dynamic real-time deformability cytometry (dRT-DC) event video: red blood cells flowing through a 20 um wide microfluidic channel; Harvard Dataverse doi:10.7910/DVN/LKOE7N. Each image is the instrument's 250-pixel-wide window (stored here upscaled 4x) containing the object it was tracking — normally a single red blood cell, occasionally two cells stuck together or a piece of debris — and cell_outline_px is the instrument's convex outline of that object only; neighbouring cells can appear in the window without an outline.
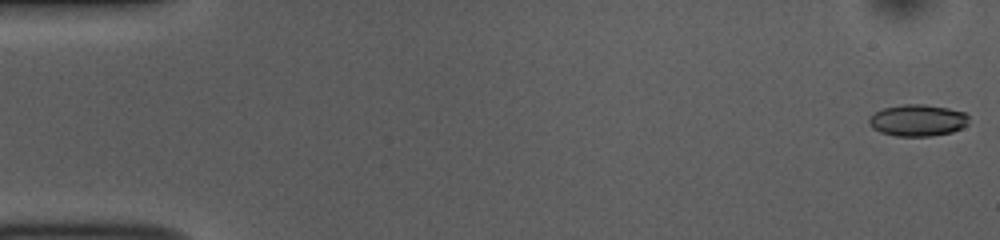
{"species": "common noctule bat (a hibernating species)", "species_latin": "Nyctalus noctula", "temperature_condition": "room temperature", "stored_images_in_passage": 52, "camera_frame_rate_fps": 3000, "um_per_image_px": 0.085, "animal": {"sex": "female", "body_mass_g": 10.0, "forearm_length_mm": 53.1}, "frame": {"image": 1, "passage_image": 1, "time_ms": 0.0, "image_size_px": [1000, 240], "cell_outline_px": [[968, 124], [952, 132], [932, 136], [896, 136], [880, 132], [872, 128], [868, 124], [868, 120], [876, 112], [884, 108], [904, 104], [924, 104], [948, 108], [964, 112], [968, 116]], "centroid_in_image_um": [78.0, 10.23], "position_along_channel_um": 7.0, "area_um2": 18.38}}
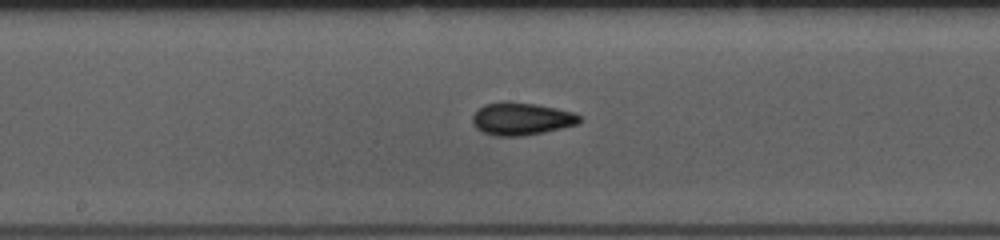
{"frame": {"image": 2, "passage_image": 27, "time_ms": 8.667, "image_size_px": [1000, 240], "cell_outline_px": [[584, 120], [576, 124], [544, 132], [524, 136], [496, 136], [484, 132], [476, 128], [472, 124], [472, 116], [484, 104], [500, 100], [508, 100], [536, 104], [556, 108], [572, 112], [580, 116]], "centroid_in_image_um": [44.29, 10.08], "position_along_channel_um": 203.9, "area_um2": 20.52}}
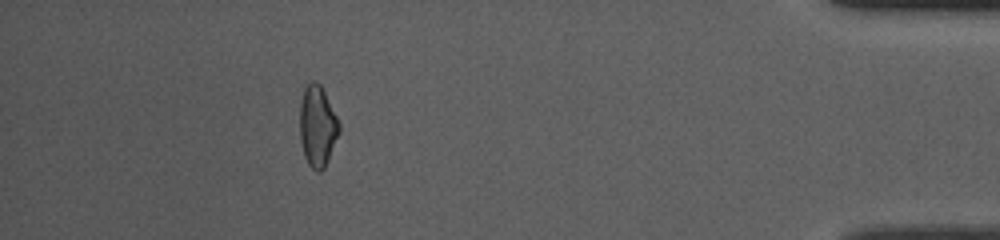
{"frame": {"image": 3, "passage_image": 47, "time_ms": 15.333, "image_size_px": [1000, 240], "cell_outline_px": [[340, 132], [324, 168], [320, 172], [316, 172], [308, 164], [304, 156], [300, 140], [300, 100], [304, 88], [312, 80], [316, 80], [320, 84], [340, 124]], "centroid_in_image_um": [26.97, 10.73], "position_along_channel_um": 408.2, "area_um2": 18.55}, "authors_computed_cell_mechanics": {"area_um2": 18.7561, "velocity_mm_per_s": 3.8707, "shape_relaxation_time_tau1_ms": 8.0148, "shape_relaxation_time_tau2_ms": 2.9953, "deformation_change_tau1": 0.1568, "deformation_change_tau2": 0.093}}